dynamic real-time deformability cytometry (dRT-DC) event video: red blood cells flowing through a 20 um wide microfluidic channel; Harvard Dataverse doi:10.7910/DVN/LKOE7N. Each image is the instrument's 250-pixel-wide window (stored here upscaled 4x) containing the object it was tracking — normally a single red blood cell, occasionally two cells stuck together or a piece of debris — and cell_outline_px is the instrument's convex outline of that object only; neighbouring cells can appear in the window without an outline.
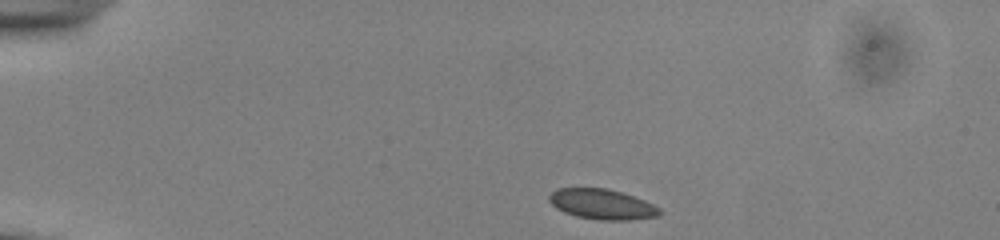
{"species": "common noctule bat (a hibernating species)", "species_latin": "Nyctalus noctula", "temperature_condition": "cold", "stored_images_in_passage": 43, "camera_frame_rate_fps": 3000, "um_per_image_px": 0.085, "animal": {"sex": "male", "body_mass_g": 13.0, "forearm_length_mm": 53.1}, "frame": {"image": 1, "passage_image": 1, "time_ms": 0.0, "image_size_px": [1000, 240], "cell_outline_px": [[660, 216], [632, 220], [600, 220], [576, 216], [564, 212], [556, 208], [548, 200], [548, 196], [556, 188], [608, 188], [644, 200], [660, 208]], "centroid_in_image_um": [51.16, 17.36], "position_along_channel_um": 33.8, "area_um2": 19.48}}
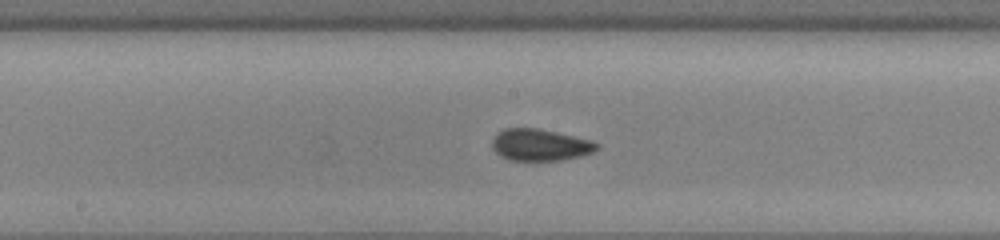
{"frame": {"image": 2, "passage_image": 19, "time_ms": 6.0, "image_size_px": [1000, 240], "cell_outline_px": [[600, 148], [592, 152], [580, 156], [560, 160], [508, 160], [500, 156], [492, 148], [492, 140], [496, 132], [504, 128], [536, 128], [556, 132], [592, 140], [600, 144]], "centroid_in_image_um": [45.89, 12.31], "position_along_channel_um": 202.3, "area_um2": 19.48}}
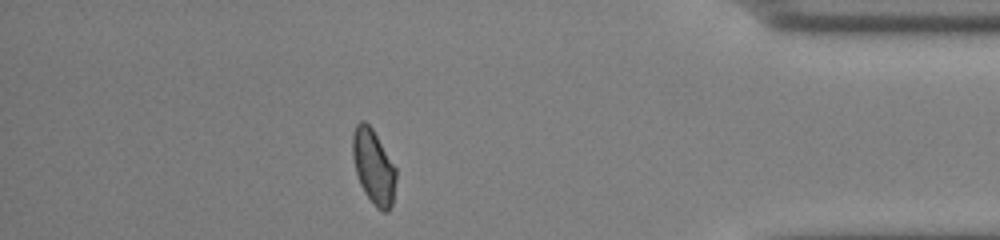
{"frame": {"image": 3, "passage_image": 37, "time_ms": 12.0, "image_size_px": [1000, 240], "cell_outline_px": [[396, 180], [392, 204], [388, 212], [384, 212], [376, 208], [364, 192], [360, 184], [356, 172], [352, 156], [352, 132], [356, 124], [360, 120], [364, 120], [372, 128], [396, 168]], "centroid_in_image_um": [31.74, 14.17], "position_along_channel_um": 403.5, "area_um2": 18.96}, "authors_computed_cell_mechanics": {"area_um2": 18.9584, "velocity_mm_per_s": 3.895, "shape_relaxation_time_tau1_ms": 6.8277, "shape_relaxation_time_tau2_ms": 0.5963, "deformation_change_tau1": 0.0792, "deformation_change_tau2": 0.0505}}